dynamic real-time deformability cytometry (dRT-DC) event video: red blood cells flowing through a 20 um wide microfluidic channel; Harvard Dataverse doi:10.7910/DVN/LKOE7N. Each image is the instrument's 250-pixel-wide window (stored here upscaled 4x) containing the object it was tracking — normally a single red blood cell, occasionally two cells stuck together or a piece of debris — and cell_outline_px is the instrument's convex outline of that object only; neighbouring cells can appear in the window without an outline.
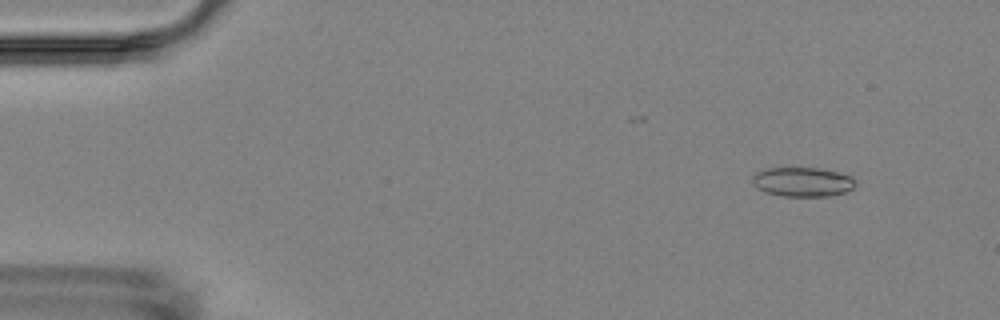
{"species": "Egyptian fruit bat (a non-hibernating species)", "species_latin": "Rousettus aegyptiacus", "temperature_condition": "room temperature", "stored_images_in_passage": 4, "camera_frame_rate_fps": 3000, "um_per_image_px": 0.085, "animal": {"sex": "female"}, "frame": {"image": 1, "passage_image": 1, "time_ms": 0.0, "image_size_px": [1000, 320], "cell_outline_px": [[856, 184], [852, 188], [844, 192], [832, 196], [784, 196], [764, 192], [752, 180], [752, 176], [756, 172], [768, 168], [820, 168], [852, 176], [856, 180]], "centroid_in_image_um": [68.25, 15.46], "position_along_channel_um": 16.7, "area_um2": 17.51}}